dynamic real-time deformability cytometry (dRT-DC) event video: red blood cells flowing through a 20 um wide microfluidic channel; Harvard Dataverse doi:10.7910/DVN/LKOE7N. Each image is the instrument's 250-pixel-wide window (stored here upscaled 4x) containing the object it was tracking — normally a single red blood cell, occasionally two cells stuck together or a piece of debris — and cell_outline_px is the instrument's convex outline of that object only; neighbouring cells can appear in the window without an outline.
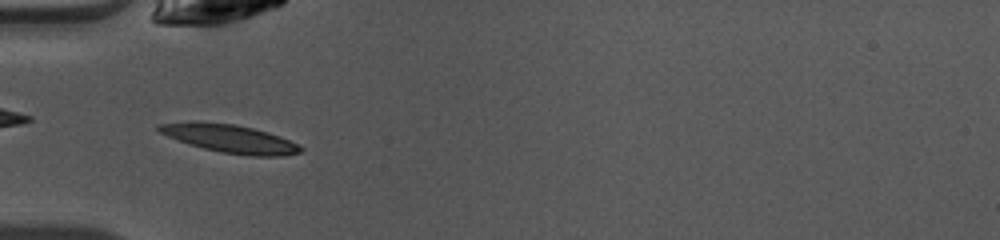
{"species": "common noctule bat (a hibernating species)", "species_latin": "Nyctalus noctula", "temperature_condition": "warm", "stored_images_in_passage": 34, "camera_frame_rate_fps": 3000, "um_per_image_px": 0.085, "animal": {"sex": "female", "body_mass_g": 10.0, "forearm_length_mm": 53.1}, "frame": {"image": 1, "passage_image": 2, "time_ms": 0.333, "image_size_px": [1000, 240], "cell_outline_px": [[304, 148], [300, 152], [284, 156], [252, 156], [220, 152], [204, 148], [168, 136], [160, 132], [156, 128], [156, 124], [192, 120], [200, 120], [236, 124], [268, 132], [280, 136], [300, 144]], "centroid_in_image_um": [19.55, 11.75], "position_along_channel_um": 65.5, "area_um2": 23.52}}
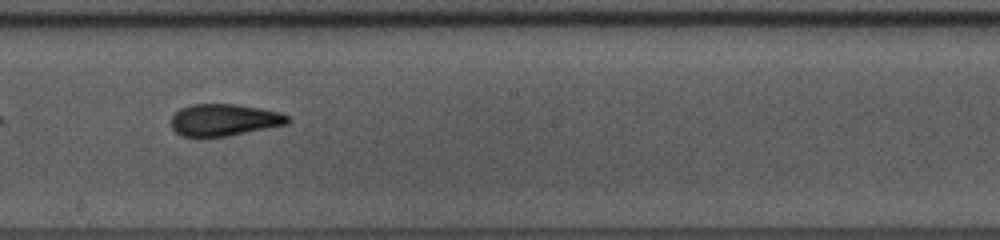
{"frame": {"image": 2, "passage_image": 14, "time_ms": 4.333, "image_size_px": [1000, 240], "cell_outline_px": [[292, 120], [288, 124], [228, 136], [180, 136], [172, 128], [172, 116], [180, 108], [192, 104], [236, 104], [260, 108], [280, 112], [288, 116]], "centroid_in_image_um": [19.08, 10.19], "position_along_channel_um": 229.1, "area_um2": 21.68}}
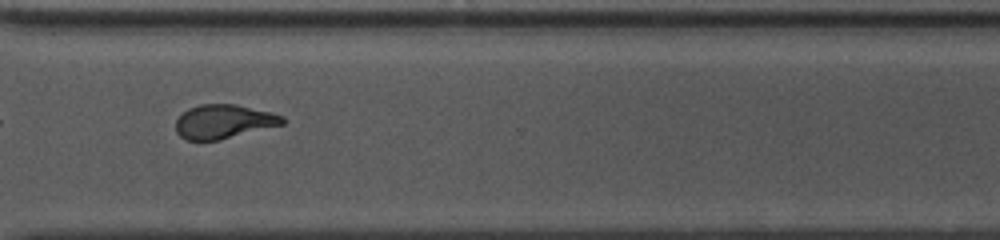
{"frame": {"image": 3, "passage_image": 23, "time_ms": 7.333, "image_size_px": [1000, 240], "cell_outline_px": [[288, 120], [284, 124], [220, 140], [188, 140], [180, 136], [176, 132], [176, 120], [188, 108], [200, 104], [236, 104], [272, 112], [284, 116]], "centroid_in_image_um": [19.06, 10.33], "position_along_channel_um": 351.5, "area_um2": 21.27}, "authors_computed_cell_mechanics": {"area_um2": 21.675, "velocity_mm_per_s": 4.1012, "shape_relaxation_time_tau1_ms": 5.0743, "shape_relaxation_time_tau2_ms": 2.3752, "deformation_change_tau1": 0.2275, "deformation_change_tau2": 0.0698}}